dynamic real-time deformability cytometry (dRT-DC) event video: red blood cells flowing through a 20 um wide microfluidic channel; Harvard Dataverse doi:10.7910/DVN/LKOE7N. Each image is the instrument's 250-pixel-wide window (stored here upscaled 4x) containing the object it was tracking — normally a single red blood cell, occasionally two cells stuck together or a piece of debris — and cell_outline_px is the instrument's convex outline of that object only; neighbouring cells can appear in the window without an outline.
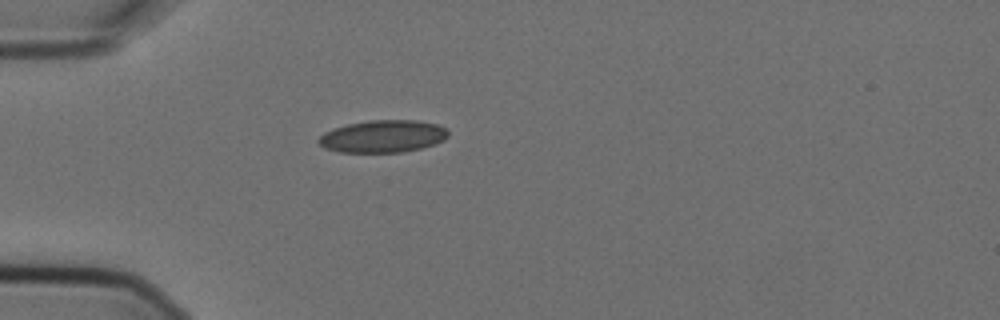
{"species": "Egyptian fruit bat (a non-hibernating species)", "species_latin": "Rousettus aegyptiacus", "temperature_condition": "cold", "stored_images_in_passage": 2, "camera_frame_rate_fps": 3000, "um_per_image_px": 0.085, "animal": {"sex": "female"}, "frame": {"image": 1, "passage_image": 1, "time_ms": 0.0, "image_size_px": [1000, 320], "cell_outline_px": [[448, 136], [444, 140], [436, 144], [404, 152], [340, 152], [324, 148], [316, 140], [324, 132], [332, 128], [348, 124], [368, 120], [416, 120], [436, 124], [444, 128], [448, 132]], "centroid_in_image_um": [32.52, 11.59], "position_along_channel_um": 52.5, "area_um2": 24.51}}